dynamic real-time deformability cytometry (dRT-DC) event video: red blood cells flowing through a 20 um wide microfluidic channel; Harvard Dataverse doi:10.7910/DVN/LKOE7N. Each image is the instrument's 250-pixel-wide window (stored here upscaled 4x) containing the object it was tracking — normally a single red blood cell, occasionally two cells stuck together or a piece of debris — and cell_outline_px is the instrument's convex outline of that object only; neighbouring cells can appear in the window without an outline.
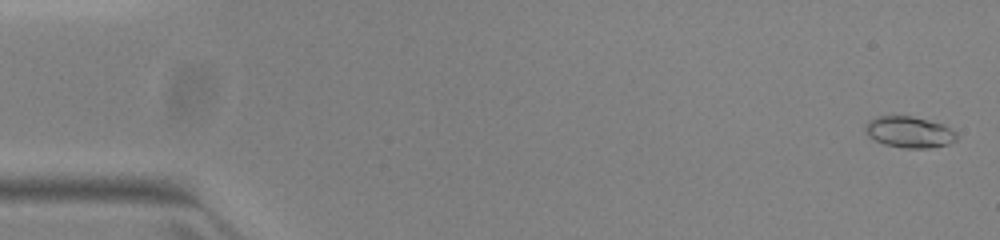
{"species": "common noctule bat (a hibernating species)", "species_latin": "Nyctalus noctula", "temperature_condition": "warm", "stored_images_in_passage": 53, "camera_frame_rate_fps": 3000, "um_per_image_px": 0.085, "animal": {"sex": "female", "body_mass_g": 23.0, "forearm_length_mm": 53.4}, "frame": {"image": 1, "passage_image": 2, "time_ms": 0.333, "image_size_px": [1000, 240], "cell_outline_px": [[956, 140], [948, 144], [928, 148], [904, 148], [884, 144], [868, 136], [864, 132], [864, 124], [868, 120], [876, 116], [912, 116], [940, 124], [956, 132]], "centroid_in_image_um": [77.22, 11.22], "position_along_channel_um": 7.8, "area_um2": 16.53}}
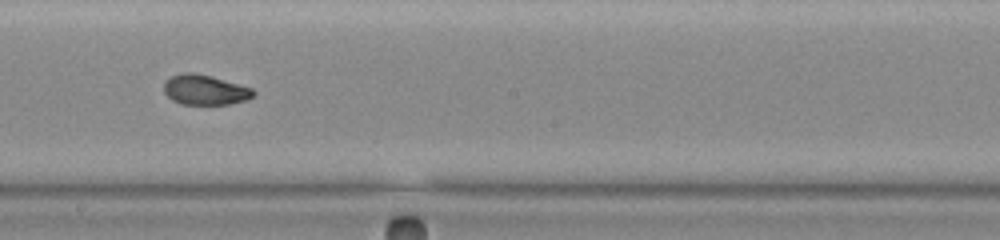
{"frame": {"image": 2, "passage_image": 30, "time_ms": 9.667, "image_size_px": [1000, 240], "cell_outline_px": [[256, 92], [252, 96], [244, 100], [228, 104], [180, 104], [172, 100], [164, 92], [164, 84], [172, 76], [184, 72], [192, 72], [208, 76], [252, 88]], "centroid_in_image_um": [17.39, 7.65], "position_along_channel_um": 230.8, "area_um2": 15.26}}
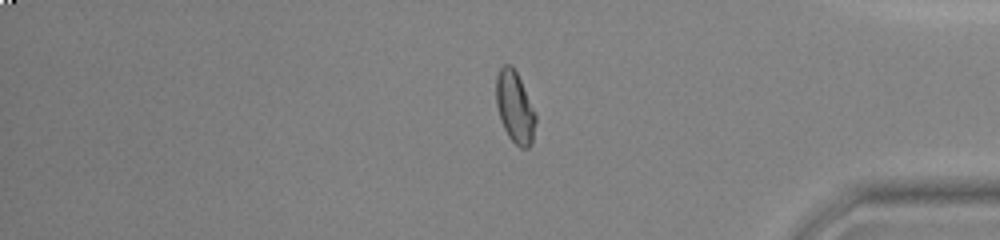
{"frame": {"image": 3, "passage_image": 44, "time_ms": 14.333, "image_size_px": [1000, 240], "cell_outline_px": [[536, 120], [532, 144], [528, 148], [520, 148], [508, 136], [504, 128], [496, 104], [496, 76], [500, 68], [504, 64], [512, 64], [536, 112]], "centroid_in_image_um": [43.77, 9.11], "position_along_channel_um": 391.4, "area_um2": 16.47}, "authors_computed_cell_mechanics": {"area_um2": 16.184, "velocity_mm_per_s": 3.9742, "shape_relaxation_time_tau1_ms": 7.2203, "shape_relaxation_time_tau2_ms": 1.2714, "deformation_change_tau1": 0.2235, "deformation_change_tau2": 0.0377}}